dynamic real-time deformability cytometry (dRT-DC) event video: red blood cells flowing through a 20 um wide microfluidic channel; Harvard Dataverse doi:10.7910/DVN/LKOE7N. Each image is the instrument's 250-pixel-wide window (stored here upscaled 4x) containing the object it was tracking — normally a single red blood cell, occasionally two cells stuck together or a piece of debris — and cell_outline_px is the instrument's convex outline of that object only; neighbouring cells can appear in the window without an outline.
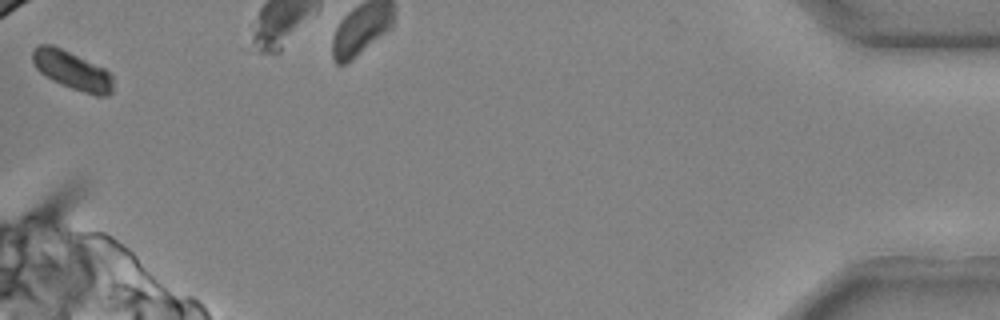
{"species": "common noctule bat (a hibernating species)", "species_latin": "Nyctalus noctula", "temperature_condition": "cold", "stored_images_in_passage": 41, "camera_frame_rate_fps": 3000, "um_per_image_px": 0.085, "animal": {"sex": "male", "body_mass_g": 20.4}, "frame": {"image": 1, "passage_image": 41, "time_ms": 13.333, "image_size_px": [1000, 320], "cell_outline_px": [[112, 92], [108, 96], [96, 96], [60, 84], [44, 76], [36, 68], [32, 60], [32, 52], [40, 44], [52, 44], [104, 68], [112, 72]], "centroid_in_image_um": [6.14, 5.99], "position_along_channel_um": 429.1, "area_um2": 18.03}}